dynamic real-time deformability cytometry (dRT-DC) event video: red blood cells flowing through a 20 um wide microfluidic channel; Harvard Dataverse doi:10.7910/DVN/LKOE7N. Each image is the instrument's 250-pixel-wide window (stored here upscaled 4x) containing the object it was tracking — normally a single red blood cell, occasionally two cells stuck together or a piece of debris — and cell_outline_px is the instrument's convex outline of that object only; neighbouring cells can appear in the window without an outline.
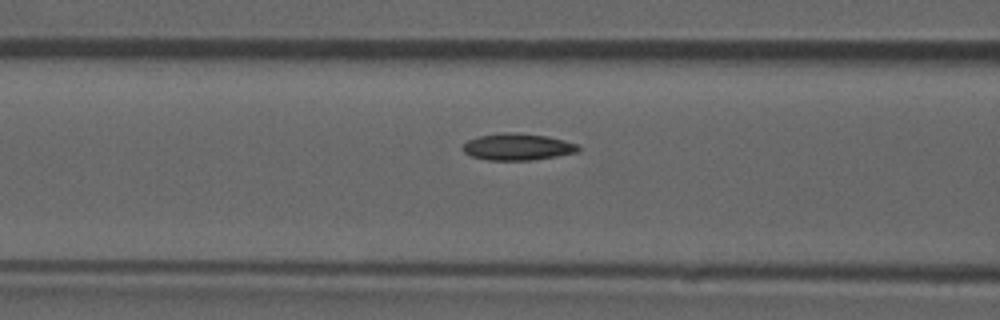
{"species": "common noctule bat (a hibernating species)", "species_latin": "Nyctalus noctula", "temperature_condition": "room temperature", "stored_images_in_passage": 13, "camera_frame_rate_fps": 3000, "um_per_image_px": 0.085, "animal": {"sex": "male", "forearm_length_mm": 52.5}, "frame": {"image": 1, "passage_image": 11, "time_ms": 3.333, "image_size_px": [1000, 320], "cell_outline_px": [[580, 148], [576, 152], [556, 156], [532, 160], [488, 160], [472, 156], [464, 152], [460, 148], [468, 140], [480, 136], [500, 132], [512, 132], [548, 136], [564, 140], [576, 144]], "centroid_in_image_um": [43.96, 12.48], "position_along_channel_um": 122.6, "area_um2": 17.92}}